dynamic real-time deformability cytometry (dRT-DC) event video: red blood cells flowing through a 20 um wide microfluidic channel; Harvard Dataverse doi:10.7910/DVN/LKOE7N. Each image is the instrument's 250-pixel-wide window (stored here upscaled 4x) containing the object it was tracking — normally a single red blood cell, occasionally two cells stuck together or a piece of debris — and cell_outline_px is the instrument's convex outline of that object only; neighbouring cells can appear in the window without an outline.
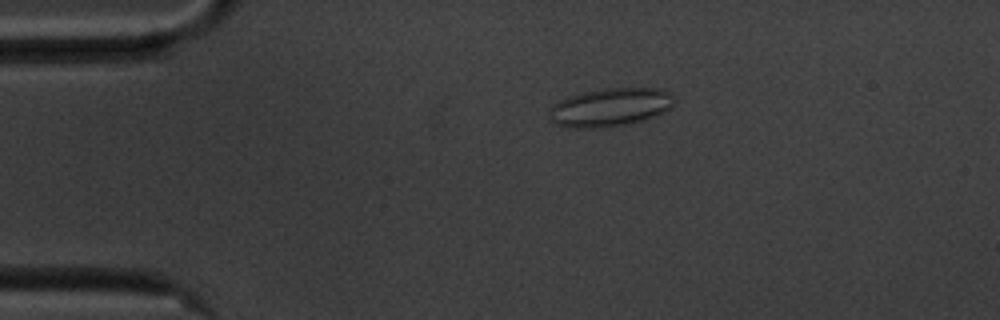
{"species": "common noctule bat (a hibernating species)", "species_latin": "Nyctalus noctula", "temperature_condition": "cold", "stored_images_in_passage": 58, "camera_frame_rate_fps": 3000, "um_per_image_px": 0.085, "animal": {"sex": "male", "body_mass_g": 20.1, "forearm_length_mm": 53.5}, "frame": {"image": 1, "passage_image": 12, "time_ms": 3.667, "image_size_px": [1000, 320], "cell_outline_px": [[672, 104], [668, 108], [644, 120], [624, 124], [600, 128], [572, 128], [556, 124], [548, 120], [548, 116], [552, 104], [568, 96], [584, 92], [604, 88], [664, 88], [672, 96]], "centroid_in_image_um": [51.78, 9.11], "position_along_channel_um": 33.2, "area_um2": 27.74}}
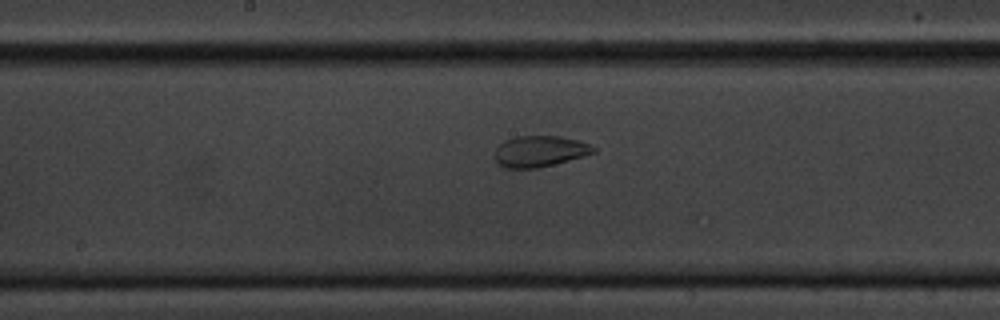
{"frame": {"image": 2, "passage_image": 30, "time_ms": 9.667, "image_size_px": [1000, 320], "cell_outline_px": [[596, 152], [584, 156], [536, 168], [504, 168], [496, 160], [496, 148], [504, 140], [516, 136], [560, 136], [576, 140], [588, 144], [596, 148]], "centroid_in_image_um": [45.87, 12.85], "position_along_channel_um": 202.3, "area_um2": 17.63}}
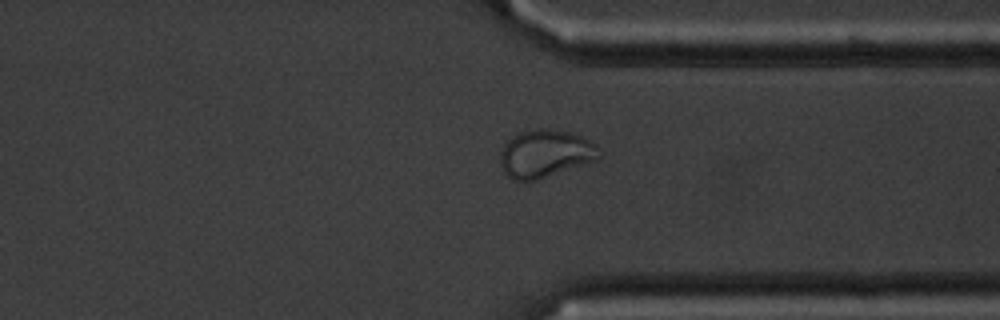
{"frame": {"image": 3, "passage_image": 44, "time_ms": 14.333, "image_size_px": [1000, 320], "cell_outline_px": [[600, 156], [596, 160], [536, 180], [512, 180], [504, 172], [500, 164], [500, 152], [504, 144], [508, 140], [520, 132], [536, 128], [544, 128], [572, 132], [596, 144]], "centroid_in_image_um": [46.32, 13.05], "position_along_channel_um": 365.1, "area_um2": 27.34}, "authors_computed_cell_mechanics": {"area_um2": 26.5591, "velocity_mm_per_s": 3.5068, "shape_relaxation_time_tau1_ms": null, "shape_relaxation_time_tau2_ms": 0.9768, "deformation_change_tau1": null, "deformation_change_tau2": 0.0648}}